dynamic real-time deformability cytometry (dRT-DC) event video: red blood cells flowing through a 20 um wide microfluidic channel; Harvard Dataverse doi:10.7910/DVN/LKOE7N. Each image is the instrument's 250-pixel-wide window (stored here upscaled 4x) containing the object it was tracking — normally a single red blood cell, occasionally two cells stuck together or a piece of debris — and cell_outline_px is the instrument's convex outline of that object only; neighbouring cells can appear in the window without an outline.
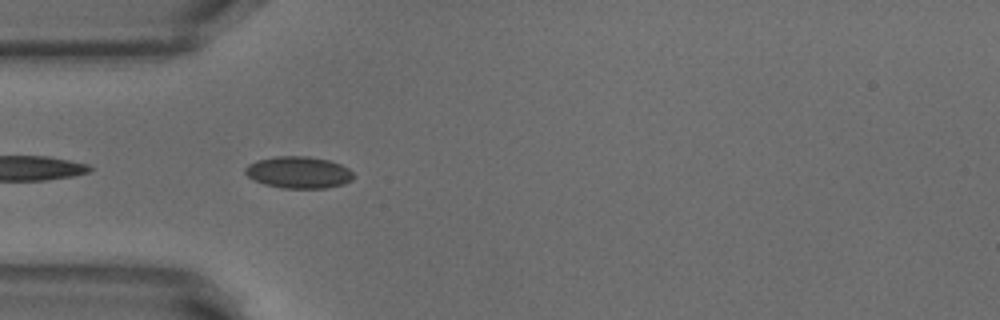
{"species": "common noctule bat (a hibernating species)", "species_latin": "Nyctalus noctula", "temperature_condition": "warm", "stored_images_in_passage": 4, "camera_frame_rate_fps": 3000, "um_per_image_px": 0.085, "animal": {"sex": "male", "body_mass_g": 18.8}, "frame": {"image": 1, "passage_image": 2, "time_ms": 0.333, "image_size_px": [1000, 320], "cell_outline_px": [[352, 180], [344, 184], [328, 188], [280, 188], [264, 184], [248, 176], [244, 172], [244, 168], [248, 164], [256, 160], [276, 156], [308, 156], [328, 160], [340, 164], [348, 168], [352, 172]], "centroid_in_image_um": [25.37, 14.65], "position_along_channel_um": 59.6, "area_um2": 20.11}}